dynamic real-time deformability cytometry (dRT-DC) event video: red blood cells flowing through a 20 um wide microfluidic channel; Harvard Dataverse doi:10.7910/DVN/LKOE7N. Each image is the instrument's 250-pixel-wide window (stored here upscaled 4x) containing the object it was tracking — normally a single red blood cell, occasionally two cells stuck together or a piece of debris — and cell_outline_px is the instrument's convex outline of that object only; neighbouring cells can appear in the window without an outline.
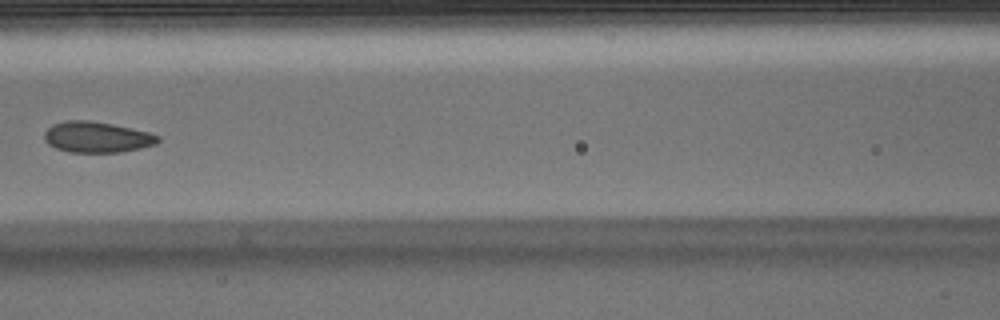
{"species": "Egyptian fruit bat (a non-hibernating species)", "species_latin": "Rousettus aegyptiacus", "temperature_condition": "warm", "stored_images_in_passage": 7, "camera_frame_rate_fps": 3000, "um_per_image_px": 0.085, "animal": {"sex": "male"}, "frame": {"image": 1, "passage_image": 6, "time_ms": 1.667, "image_size_px": [1000, 320], "cell_outline_px": [[160, 140], [156, 144], [140, 148], [120, 152], [68, 152], [56, 148], [48, 144], [44, 140], [44, 132], [52, 124], [64, 120], [88, 120], [112, 124], [132, 128], [148, 132], [160, 136]], "centroid_in_image_um": [8.21, 11.65], "position_along_channel_um": 158.4, "area_um2": 20.52}}
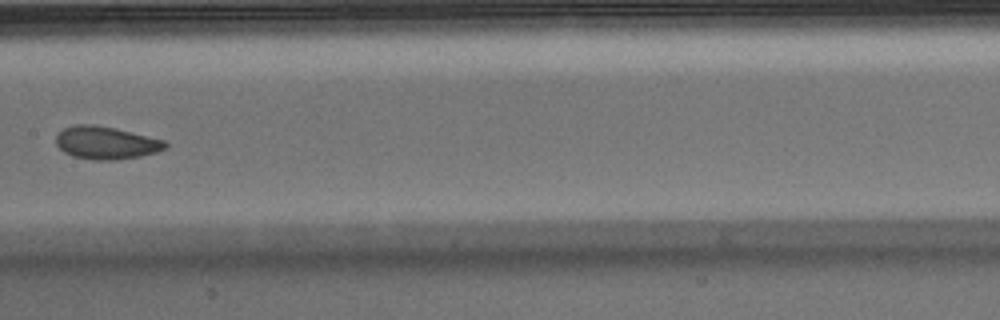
{"frame": {"image": 2, "passage_image": 7, "time_ms": 2.0, "image_size_px": [1000, 320], "cell_outline_px": [[168, 148], [156, 152], [140, 156], [116, 160], [92, 160], [72, 156], [64, 152], [56, 144], [56, 136], [64, 128], [76, 124], [92, 124], [116, 128], [164, 140], [168, 144]], "centroid_in_image_um": [9.02, 12.14], "position_along_channel_um": 198.4, "area_um2": 20.92}}